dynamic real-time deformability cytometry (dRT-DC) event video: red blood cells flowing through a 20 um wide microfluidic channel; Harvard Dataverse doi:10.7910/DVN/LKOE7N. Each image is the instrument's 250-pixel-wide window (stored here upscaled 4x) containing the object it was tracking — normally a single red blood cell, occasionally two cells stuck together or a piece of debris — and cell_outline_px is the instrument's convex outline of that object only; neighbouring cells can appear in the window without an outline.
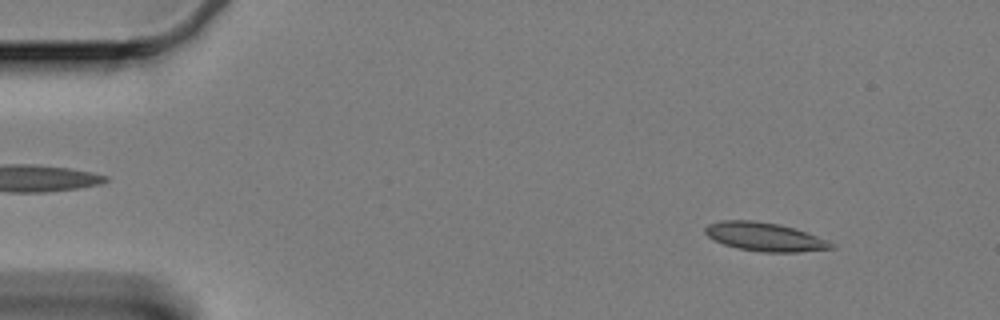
{"species": "Egyptian fruit bat (a non-hibernating species)", "species_latin": "Rousettus aegyptiacus", "temperature_condition": "cold", "stored_images_in_passage": 59, "camera_frame_rate_fps": 3000, "um_per_image_px": 0.085, "animal": {"sex": "female"}, "frame": {"image": 1, "passage_image": 6, "time_ms": 1.667, "image_size_px": [1000, 320], "cell_outline_px": [[836, 248], [800, 252], [760, 252], [740, 248], [724, 244], [712, 240], [704, 232], [704, 228], [708, 224], [720, 220], [752, 220], [780, 224], [796, 228], [828, 240], [836, 244]], "centroid_in_image_um": [65.03, 20.12], "position_along_channel_um": 20.0, "area_um2": 21.27}}
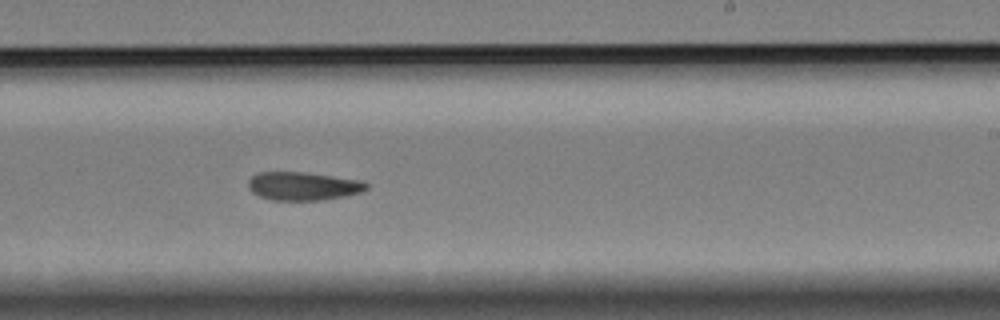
{"frame": {"image": 2, "passage_image": 36, "time_ms": 11.667, "image_size_px": [1000, 320], "cell_outline_px": [[368, 188], [364, 192], [324, 200], [272, 200], [260, 196], [252, 192], [248, 188], [248, 180], [252, 176], [260, 172], [304, 172], [364, 180], [368, 184]], "centroid_in_image_um": [25.81, 15.82], "position_along_channel_um": 263.2, "area_um2": 19.71}}
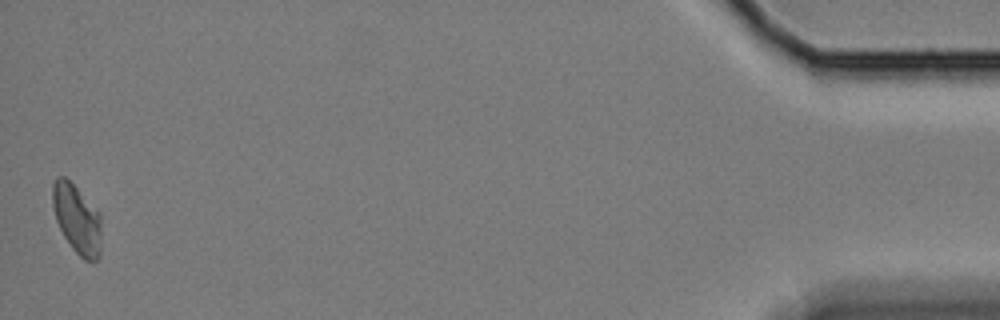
{"frame": {"image": 3, "passage_image": 59, "time_ms": 19.333, "image_size_px": [1000, 320], "cell_outline_px": [[100, 256], [92, 264], [84, 260], [72, 248], [64, 236], [56, 220], [52, 208], [52, 184], [56, 176], [64, 176], [100, 212]], "centroid_in_image_um": [6.53, 18.63], "position_along_channel_um": 428.7, "area_um2": 19.71}}